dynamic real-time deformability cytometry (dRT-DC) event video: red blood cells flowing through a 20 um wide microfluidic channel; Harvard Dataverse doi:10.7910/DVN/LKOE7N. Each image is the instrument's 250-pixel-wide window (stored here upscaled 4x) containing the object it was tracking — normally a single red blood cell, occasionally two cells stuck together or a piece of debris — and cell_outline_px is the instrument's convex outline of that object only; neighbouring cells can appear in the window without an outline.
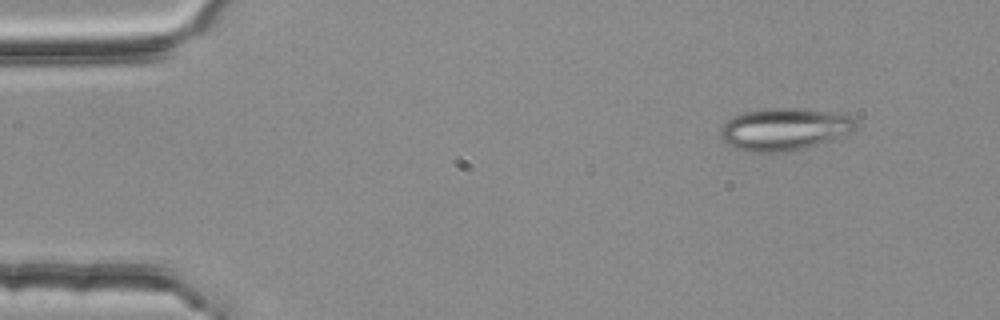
{"species": "common noctule bat (a hibernating species)", "species_latin": "Nyctalus noctula", "temperature_condition": "room temperature", "stored_images_in_passage": 3, "camera_frame_rate_fps": 3000, "um_per_image_px": 0.085, "animal": {"sex": "female", "body_mass_g": 25.1}, "frame": {"image": 1, "passage_image": 1, "time_ms": 0.0, "image_size_px": [1000, 320], "cell_outline_px": [[856, 128], [852, 132], [836, 140], [788, 152], [748, 152], [724, 144], [720, 136], [720, 128], [732, 116], [744, 112], [764, 108], [800, 108], [836, 112], [852, 116], [856, 120]], "centroid_in_image_um": [66.69, 10.98], "position_along_channel_um": 18.3, "area_um2": 34.1}}